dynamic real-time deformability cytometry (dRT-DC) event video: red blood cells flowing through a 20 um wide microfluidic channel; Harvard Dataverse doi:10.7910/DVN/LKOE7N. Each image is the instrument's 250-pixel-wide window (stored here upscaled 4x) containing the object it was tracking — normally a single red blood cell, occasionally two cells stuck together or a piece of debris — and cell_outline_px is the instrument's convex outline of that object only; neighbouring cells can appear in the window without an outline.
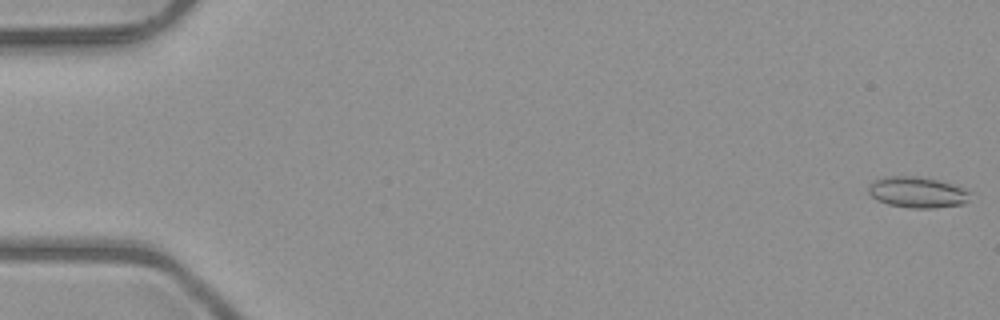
{"species": "common noctule bat (a hibernating species)", "species_latin": "Nyctalus noctula", "temperature_condition": "room temperature", "stored_images_in_passage": 53, "camera_frame_rate_fps": 3000, "um_per_image_px": 0.085, "animal": {"sex": "male", "body_mass_g": 23.1, "forearm_length_mm": 52.7}, "frame": {"image": 1, "passage_image": 1, "time_ms": 0.0, "image_size_px": [1000, 320], "cell_outline_px": [[972, 192], [968, 200], [964, 204], [932, 208], [912, 208], [888, 204], [876, 200], [868, 192], [868, 184], [872, 180], [884, 176], [920, 176], [940, 180], [968, 188]], "centroid_in_image_um": [78.0, 16.32], "position_along_channel_um": 7.0, "area_um2": 18.84}}
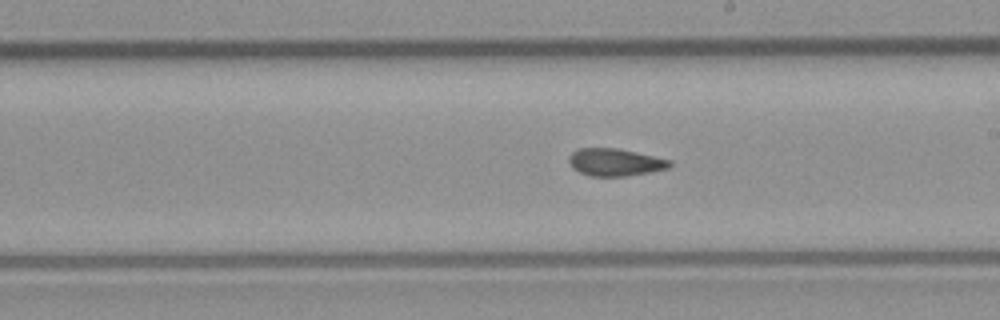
{"frame": {"image": 2, "passage_image": 30, "time_ms": 9.667, "image_size_px": [1000, 320], "cell_outline_px": [[672, 164], [668, 168], [648, 172], [624, 176], [588, 176], [572, 168], [568, 160], [568, 156], [572, 152], [580, 148], [616, 148], [636, 152], [672, 160]], "centroid_in_image_um": [52.26, 13.78], "position_along_channel_um": 236.7, "area_um2": 16.07}}
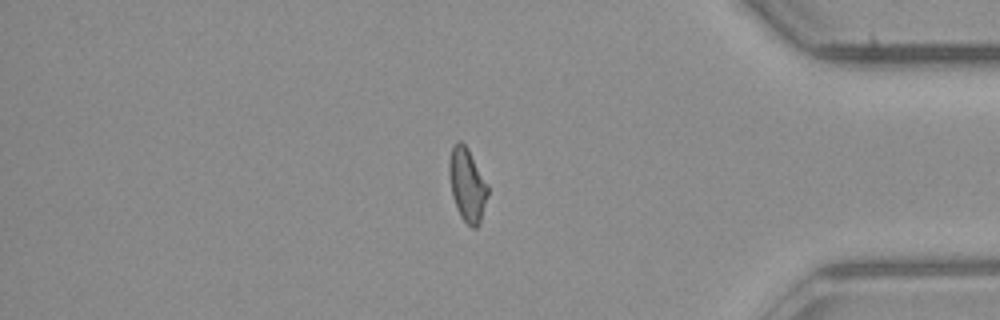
{"frame": {"image": 3, "passage_image": 44, "time_ms": 14.333, "image_size_px": [1000, 320], "cell_outline_px": [[488, 196], [480, 220], [476, 228], [472, 228], [460, 216], [456, 208], [452, 196], [448, 172], [448, 160], [452, 144], [456, 140], [460, 140], [468, 148], [488, 184]], "centroid_in_image_um": [39.69, 15.66], "position_along_channel_um": 395.5, "area_um2": 16.76}, "authors_computed_cell_mechanics": {"area_um2": 16.473, "velocity_mm_per_s": 4.035, "shape_relaxation_time_tau1_ms": null, "shape_relaxation_time_tau2_ms": 3.3853, "deformation_change_tau1": null, "deformation_change_tau2": 0.0995}}